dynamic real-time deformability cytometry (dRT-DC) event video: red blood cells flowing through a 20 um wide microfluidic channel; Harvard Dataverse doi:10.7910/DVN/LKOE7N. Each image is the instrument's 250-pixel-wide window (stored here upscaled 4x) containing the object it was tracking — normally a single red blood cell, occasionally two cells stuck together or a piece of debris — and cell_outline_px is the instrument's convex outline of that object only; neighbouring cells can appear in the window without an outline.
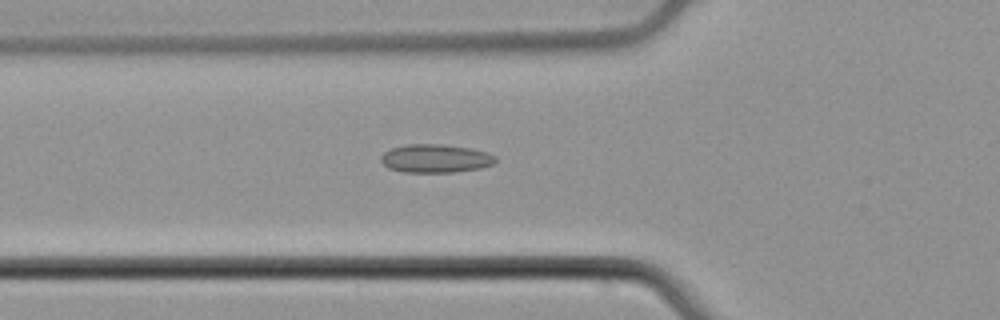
{"species": "common noctule bat (a hibernating species)", "species_latin": "Nyctalus noctula", "temperature_condition": "cold", "stored_images_in_passage": 53, "camera_frame_rate_fps": 3000, "um_per_image_px": 0.085, "animal": {"sex": "male", "body_mass_g": 21.5, "forearm_length_mm": 52.0}, "frame": {"image": 1, "passage_image": 19, "time_ms": 6.0, "image_size_px": [1000, 320], "cell_outline_px": [[496, 160], [492, 164], [480, 168], [452, 172], [404, 172], [388, 168], [380, 160], [380, 156], [384, 152], [392, 148], [404, 144], [444, 144], [472, 148], [488, 152], [496, 156]], "centroid_in_image_um": [37.01, 13.46], "position_along_channel_um": 88.8, "area_um2": 19.07}}
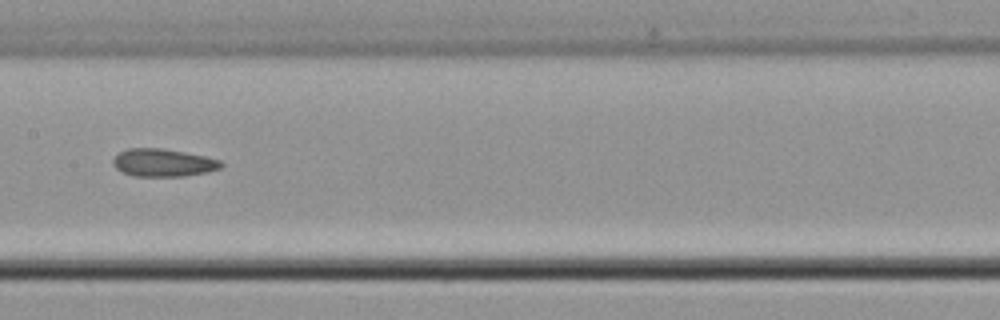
{"frame": {"image": 2, "passage_image": 27, "time_ms": 8.667, "image_size_px": [1000, 320], "cell_outline_px": [[224, 164], [220, 168], [208, 172], [184, 176], [132, 176], [116, 168], [112, 164], [112, 160], [120, 152], [128, 148], [164, 148], [204, 156], [220, 160]], "centroid_in_image_um": [13.87, 13.83], "position_along_channel_um": 193.5, "area_um2": 17.46}}
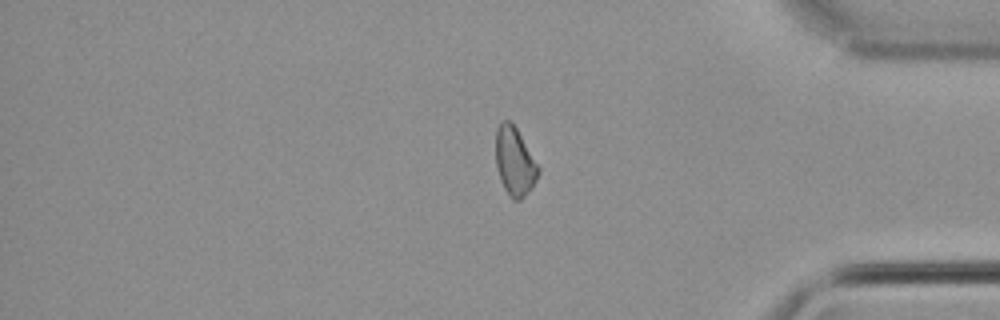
{"frame": {"image": 3, "passage_image": 44, "time_ms": 14.333, "image_size_px": [1000, 320], "cell_outline_px": [[540, 172], [532, 188], [520, 200], [512, 200], [504, 188], [500, 180], [496, 164], [496, 128], [504, 120], [508, 120], [516, 128], [540, 168]], "centroid_in_image_um": [43.75, 13.76], "position_along_channel_um": 391.5, "area_um2": 16.82}, "authors_computed_cell_mechanics": {"area_um2": 17.6868, "velocity_mm_per_s": 3.9081, "shape_relaxation_time_tau1_ms": null, "shape_relaxation_time_tau2_ms": 5.999, "deformation_change_tau1": null, "deformation_change_tau2": 0.1359}}